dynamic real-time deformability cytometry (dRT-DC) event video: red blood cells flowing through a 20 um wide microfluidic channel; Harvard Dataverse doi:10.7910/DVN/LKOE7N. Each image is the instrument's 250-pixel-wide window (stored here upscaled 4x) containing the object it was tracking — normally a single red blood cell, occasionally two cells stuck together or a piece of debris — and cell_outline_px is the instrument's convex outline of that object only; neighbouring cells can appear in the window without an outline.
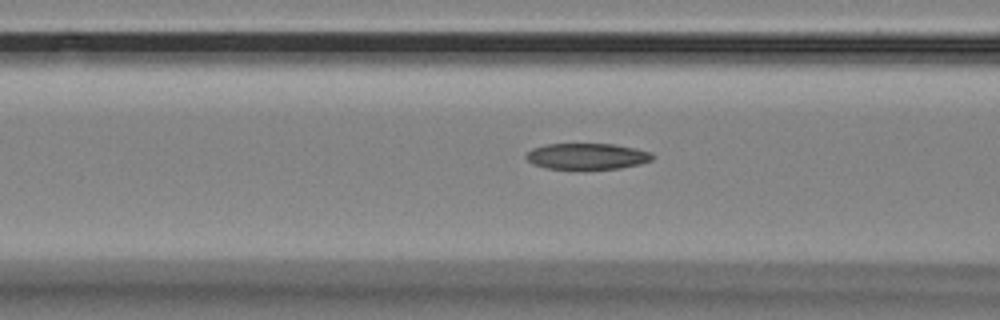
{"species": "Egyptian fruit bat (a non-hibernating species)", "species_latin": "Rousettus aegyptiacus", "temperature_condition": "room temperature", "stored_images_in_passage": 9, "camera_frame_rate_fps": 3000, "um_per_image_px": 0.085, "animal": {"sex": "female"}, "frame": {"image": 1, "passage_image": 6, "time_ms": 1.667, "image_size_px": [1000, 320], "cell_outline_px": [[652, 160], [640, 164], [620, 168], [544, 168], [532, 164], [524, 156], [532, 148], [544, 144], [612, 144], [652, 152]], "centroid_in_image_um": [49.85, 13.27], "position_along_channel_um": 116.7, "area_um2": 18.96}}